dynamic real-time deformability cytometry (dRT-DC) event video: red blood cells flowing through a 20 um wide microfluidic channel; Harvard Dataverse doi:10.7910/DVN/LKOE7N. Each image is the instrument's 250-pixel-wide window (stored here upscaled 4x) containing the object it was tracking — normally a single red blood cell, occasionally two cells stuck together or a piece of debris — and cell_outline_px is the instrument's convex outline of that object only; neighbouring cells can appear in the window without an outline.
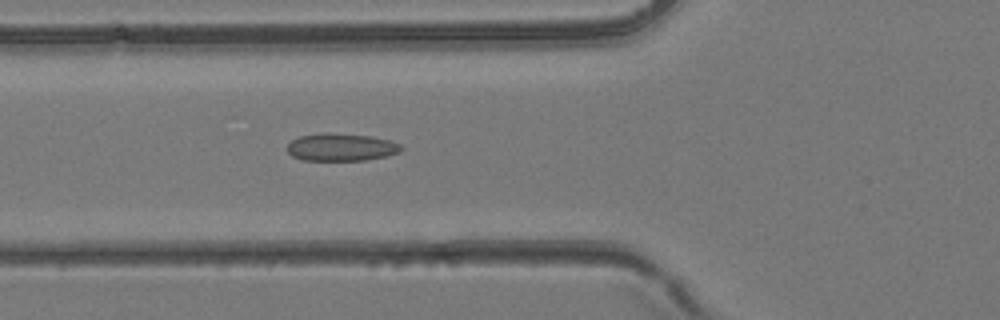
{"species": "common noctule bat (a hibernating species)", "species_latin": "Nyctalus noctula", "temperature_condition": "room temperature", "stored_images_in_passage": 45, "camera_frame_rate_fps": 3000, "um_per_image_px": 0.085, "animal": {"sex": "female", "body_mass_g": 24.6, "forearm_length_mm": 56.2}, "frame": {"image": 1, "passage_image": 17, "time_ms": 5.333, "image_size_px": [1000, 320], "cell_outline_px": [[404, 148], [400, 152], [388, 156], [364, 160], [304, 160], [292, 156], [288, 152], [288, 144], [292, 140], [300, 136], [372, 136], [392, 140], [400, 144]], "centroid_in_image_um": [29.1, 12.57], "position_along_channel_um": 96.7, "area_um2": 17.4}}
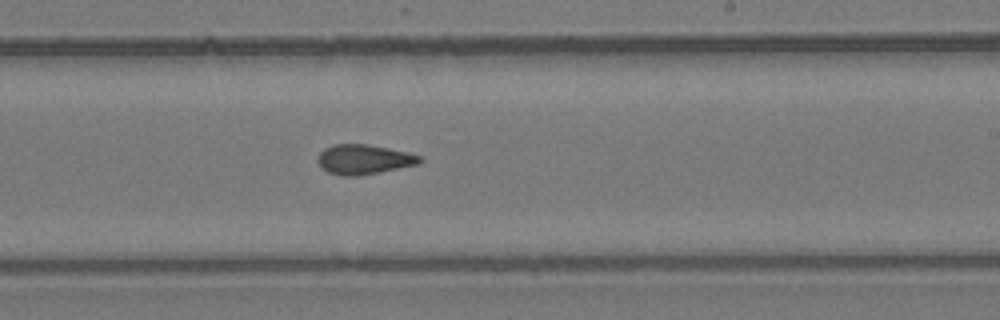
{"frame": {"image": 2, "passage_image": 27, "time_ms": 8.667, "image_size_px": [1000, 320], "cell_outline_px": [[424, 160], [420, 164], [380, 172], [356, 176], [340, 176], [328, 172], [320, 168], [316, 160], [320, 152], [324, 148], [332, 144], [368, 144], [408, 152], [424, 156]], "centroid_in_image_um": [30.94, 13.55], "position_along_channel_um": 258.1, "area_um2": 18.09}}
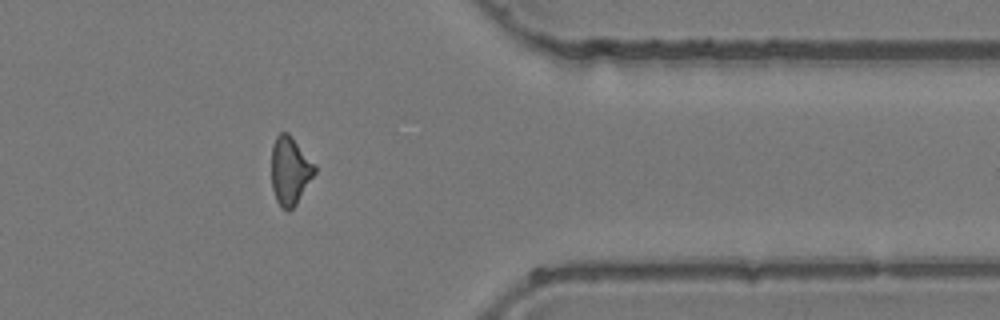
{"frame": {"image": 3, "passage_image": 36, "time_ms": 11.667, "image_size_px": [1000, 320], "cell_outline_px": [[316, 172], [296, 204], [288, 212], [280, 208], [276, 200], [272, 188], [272, 144], [276, 136], [280, 132], [288, 132], [292, 136], [316, 164]], "centroid_in_image_um": [24.65, 14.5], "position_along_channel_um": 386.7, "area_um2": 17.4}}